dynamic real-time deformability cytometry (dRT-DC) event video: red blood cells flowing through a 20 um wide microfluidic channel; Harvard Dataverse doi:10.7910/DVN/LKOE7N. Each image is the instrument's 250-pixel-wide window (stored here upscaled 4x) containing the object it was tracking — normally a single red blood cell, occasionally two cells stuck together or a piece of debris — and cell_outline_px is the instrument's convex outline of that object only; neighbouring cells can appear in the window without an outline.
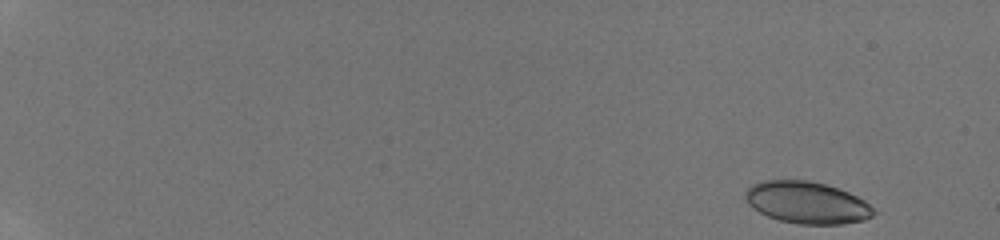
{"species": "human", "species_latin": "Homo sapiens", "temperature_condition": "room temperature", "stored_images_in_passage": 32, "camera_frame_rate_fps": 3000, "um_per_image_px": 0.085, "donor": {"sex": "male"}, "frame": {"image": 1, "passage_image": 1, "time_ms": 0.0, "image_size_px": [1000, 240], "cell_outline_px": [[880, 212], [864, 220], [844, 224], [796, 224], [780, 220], [768, 216], [752, 208], [748, 204], [744, 196], [744, 192], [752, 184], [764, 180], [808, 180], [824, 184], [848, 192], [864, 200]], "centroid_in_image_um": [68.6, 17.23], "position_along_channel_um": 16.4, "area_um2": 31.56}}
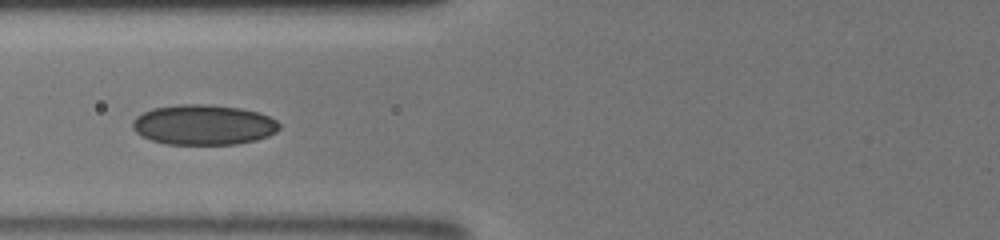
{"frame": {"image": 2, "passage_image": 21, "time_ms": 7.0, "image_size_px": [1000, 240], "cell_outline_px": [[280, 128], [276, 132], [268, 136], [256, 140], [236, 144], [164, 144], [140, 136], [132, 128], [132, 120], [136, 116], [152, 108], [176, 104], [208, 104], [240, 108], [260, 112], [276, 120], [280, 124]], "centroid_in_image_um": [17.29, 10.6], "position_along_channel_um": 108.5, "area_um2": 34.68}}
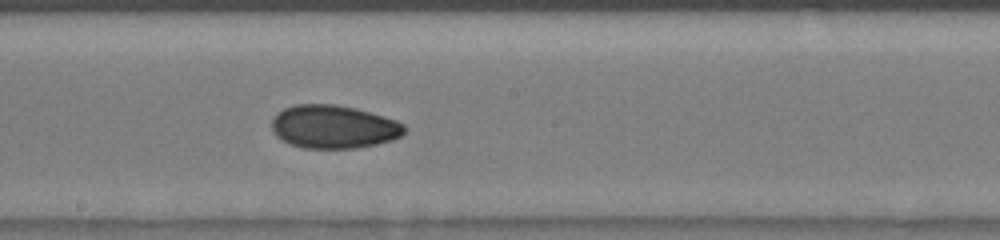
{"frame": {"image": 3, "passage_image": 29, "time_ms": 9.667, "image_size_px": [1000, 240], "cell_outline_px": [[404, 132], [400, 136], [392, 140], [376, 144], [356, 148], [304, 148], [280, 140], [272, 132], [272, 120], [276, 112], [284, 108], [296, 104], [336, 104], [356, 108], [384, 116], [396, 120], [404, 124]], "centroid_in_image_um": [28.33, 10.77], "position_along_channel_um": 219.9, "area_um2": 33.58}}